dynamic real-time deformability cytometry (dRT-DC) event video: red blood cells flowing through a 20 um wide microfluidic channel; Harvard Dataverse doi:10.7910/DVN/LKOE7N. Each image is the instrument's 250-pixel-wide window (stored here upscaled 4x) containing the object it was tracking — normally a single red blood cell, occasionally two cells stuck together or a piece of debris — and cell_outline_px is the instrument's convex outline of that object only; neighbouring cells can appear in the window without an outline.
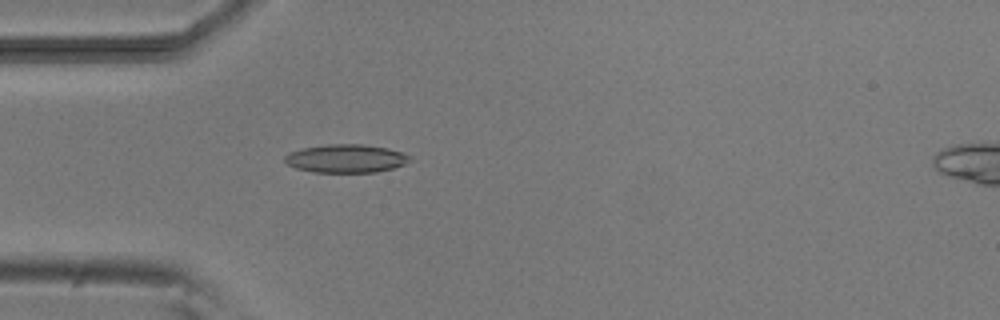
{"species": "common noctule bat (a hibernating species)", "species_latin": "Nyctalus noctula", "temperature_condition": "room temperature", "stored_images_in_passage": 4, "camera_frame_rate_fps": 3000, "um_per_image_px": 0.085, "animal": {"sex": "male", "body_mass_g": 20.5, "forearm_length_mm": 52.5}, "frame": {"image": 1, "passage_image": 4, "time_ms": 4.333, "image_size_px": [1000, 320], "cell_outline_px": [[412, 160], [404, 164], [392, 168], [376, 172], [312, 172], [296, 168], [288, 164], [284, 160], [284, 156], [288, 152], [304, 148], [328, 144], [360, 144], [388, 148], [412, 156]], "centroid_in_image_um": [29.41, 13.47], "position_along_channel_um": 55.6, "area_um2": 20.58}}